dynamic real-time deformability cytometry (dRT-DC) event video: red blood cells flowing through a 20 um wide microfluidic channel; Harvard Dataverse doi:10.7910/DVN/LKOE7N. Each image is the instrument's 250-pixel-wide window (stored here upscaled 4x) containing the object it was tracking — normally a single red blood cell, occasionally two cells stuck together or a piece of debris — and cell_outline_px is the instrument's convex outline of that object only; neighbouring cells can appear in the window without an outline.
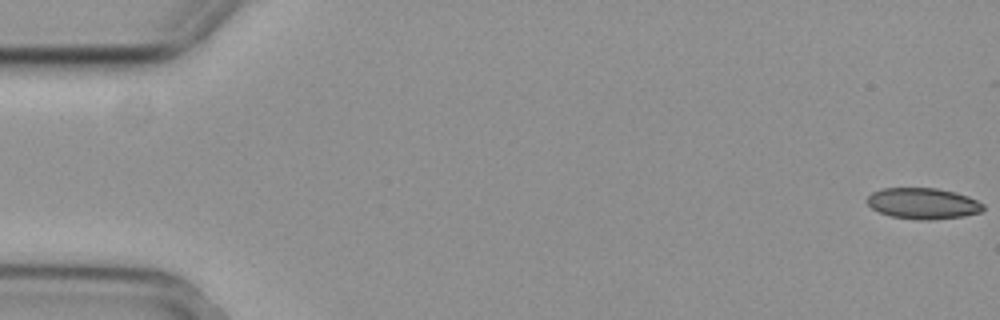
{"species": "common noctule bat (a hibernating species)", "species_latin": "Nyctalus noctula", "temperature_condition": "cold", "stored_images_in_passage": 45, "camera_frame_rate_fps": 3000, "um_per_image_px": 0.085, "animal": {"sex": "female", "body_mass_g": 29.2, "forearm_length_mm": 56.3}, "frame": {"image": 1, "passage_image": 1, "time_ms": 0.0, "image_size_px": [1000, 320], "cell_outline_px": [[984, 208], [980, 212], [964, 216], [928, 220], [920, 220], [892, 216], [880, 212], [872, 208], [864, 200], [872, 192], [884, 188], [936, 188], [956, 192], [968, 196], [984, 204]], "centroid_in_image_um": [78.45, 17.29], "position_along_channel_um": 6.6, "area_um2": 20.98}}
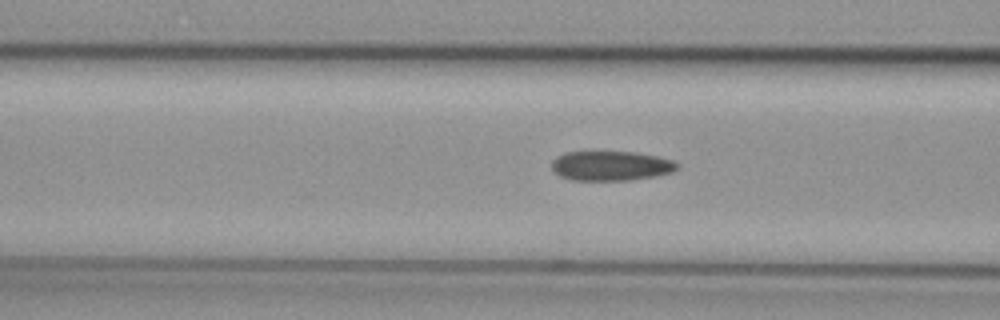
{"frame": {"image": 2, "passage_image": 22, "time_ms": 7.0, "image_size_px": [1000, 320], "cell_outline_px": [[680, 168], [672, 172], [632, 180], [572, 180], [560, 176], [552, 172], [552, 160], [556, 156], [564, 152], [636, 152], [676, 160], [680, 164]], "centroid_in_image_um": [51.94, 14.09], "position_along_channel_um": 114.7, "area_um2": 21.91}}
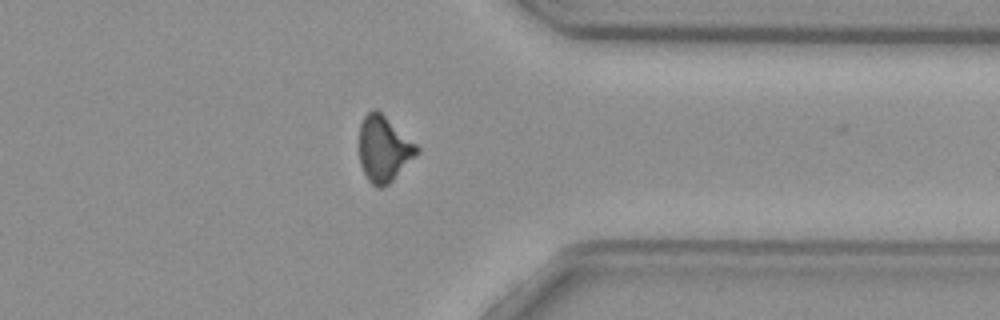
{"frame": {"image": 3, "passage_image": 44, "time_ms": 14.333, "image_size_px": [1000, 320], "cell_outline_px": [[420, 152], [388, 184], [380, 188], [372, 184], [368, 180], [360, 164], [360, 124], [364, 116], [372, 108], [376, 108], [416, 144], [420, 148]], "centroid_in_image_um": [32.62, 12.64], "position_along_channel_um": 378.8, "area_um2": 21.85}}